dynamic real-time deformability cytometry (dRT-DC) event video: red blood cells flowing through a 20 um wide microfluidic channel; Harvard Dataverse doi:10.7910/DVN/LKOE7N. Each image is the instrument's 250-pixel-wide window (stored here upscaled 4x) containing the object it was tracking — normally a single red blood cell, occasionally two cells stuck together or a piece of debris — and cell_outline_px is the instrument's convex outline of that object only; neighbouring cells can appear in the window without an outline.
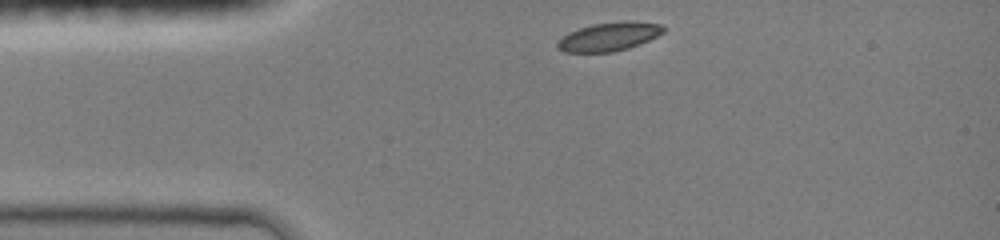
{"species": "common noctule bat (a hibernating species)", "species_latin": "Nyctalus noctula", "temperature_condition": "room temperature", "stored_images_in_passage": 45, "camera_frame_rate_fps": 3000, "um_per_image_px": 0.085, "animal": {"sex": "female", "body_mass_g": 19.0, "forearm_length_mm": 51.5}, "frame": {"image": 1, "passage_image": 1, "time_ms": 0.0, "image_size_px": [1000, 240], "cell_outline_px": [[668, 28], [664, 32], [640, 44], [628, 48], [612, 52], [564, 52], [556, 48], [556, 44], [568, 32], [592, 24], [624, 20], [664, 24]], "centroid_in_image_um": [51.81, 3.1], "position_along_channel_um": 33.2, "area_um2": 17.8}}
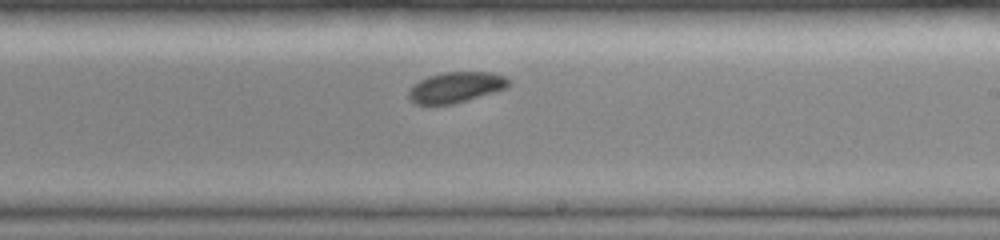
{"frame": {"image": 2, "passage_image": 25, "time_ms": 6.0, "image_size_px": [1000, 240], "cell_outline_px": [[508, 88], [452, 104], [416, 104], [408, 96], [408, 92], [412, 84], [428, 76], [444, 72], [492, 72], [504, 76], [508, 80]], "centroid_in_image_um": [38.73, 7.41], "position_along_channel_um": 250.3, "area_um2": 17.69}}
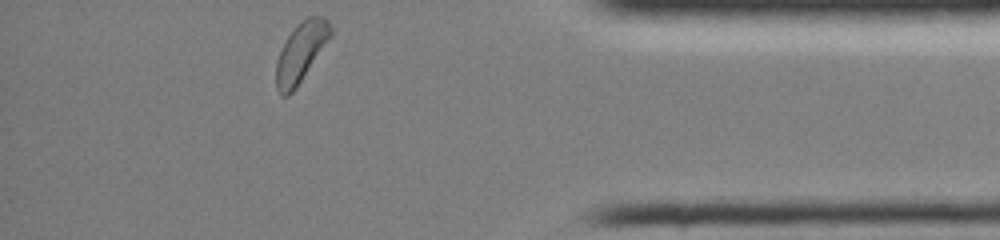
{"frame": {"image": 3, "passage_image": 44, "time_ms": 10.333, "image_size_px": [1000, 240], "cell_outline_px": [[332, 36], [296, 88], [288, 96], [280, 96], [276, 88], [276, 60], [288, 36], [308, 16], [324, 16], [328, 20], [332, 28]], "centroid_in_image_um": [25.59, 4.47], "position_along_channel_um": 409.6, "area_um2": 18.67}, "authors_computed_cell_mechanics": {"area_um2": 18.2648, "velocity_mm_per_s": 4.1443, "shape_relaxation_time_tau1_ms": 1.4671, "shape_relaxation_time_tau2_ms": null, "deformation_change_tau1": 0.0524, "deformation_change_tau2": null}}